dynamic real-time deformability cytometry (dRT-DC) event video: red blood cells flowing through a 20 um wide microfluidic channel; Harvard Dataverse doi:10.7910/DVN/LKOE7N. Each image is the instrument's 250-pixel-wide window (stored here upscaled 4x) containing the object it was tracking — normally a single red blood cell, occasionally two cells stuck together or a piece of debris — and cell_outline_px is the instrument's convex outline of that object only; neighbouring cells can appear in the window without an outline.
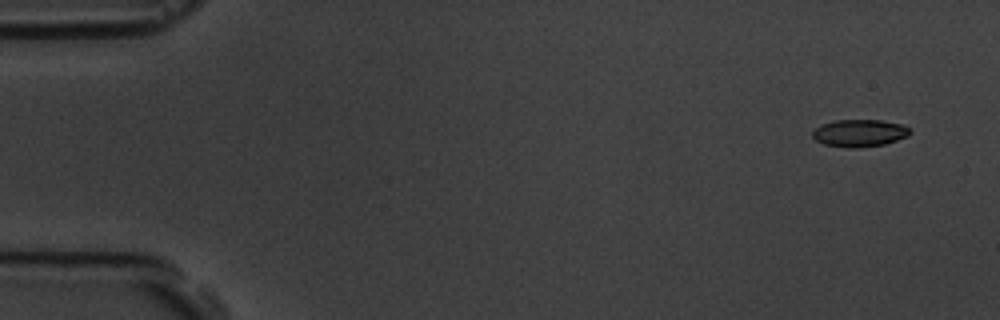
{"species": "common noctule bat (a hibernating species)", "species_latin": "Nyctalus noctula", "temperature_condition": "room temperature", "stored_images_in_passage": 5, "camera_frame_rate_fps": 3000, "um_per_image_px": 0.085, "animal": {"sex": "male", "body_mass_g": 19.5, "forearm_length_mm": 54.6}, "frame": {"image": 1, "passage_image": 1, "time_ms": 0.0, "image_size_px": [1000, 320], "cell_outline_px": [[912, 132], [908, 136], [884, 144], [860, 148], [848, 148], [824, 144], [816, 140], [812, 136], [812, 132], [820, 124], [836, 120], [880, 120], [900, 124], [908, 128]], "centroid_in_image_um": [73.03, 11.31], "position_along_channel_um": 12.0, "area_um2": 15.49}}